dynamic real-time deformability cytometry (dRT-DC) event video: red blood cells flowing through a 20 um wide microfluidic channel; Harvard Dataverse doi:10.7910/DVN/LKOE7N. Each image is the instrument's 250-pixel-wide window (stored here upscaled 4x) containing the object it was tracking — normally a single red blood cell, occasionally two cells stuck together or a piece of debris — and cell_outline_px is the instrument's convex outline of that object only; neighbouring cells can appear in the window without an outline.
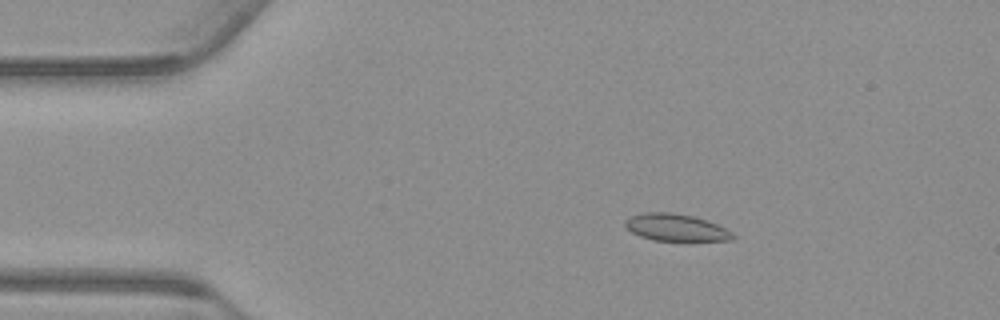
{"species": "common noctule bat (a hibernating species)", "species_latin": "Nyctalus noctula", "temperature_condition": "warm", "stored_images_in_passage": 55, "camera_frame_rate_fps": 3000, "um_per_image_px": 0.085, "animal": {"sex": "male", "body_mass_g": 23.1, "forearm_length_mm": 52.7}, "frame": {"image": 1, "passage_image": 10, "time_ms": 3.0, "image_size_px": [1000, 320], "cell_outline_px": [[736, 236], [732, 240], [656, 240], [640, 236], [632, 232], [624, 224], [624, 220], [632, 216], [644, 212], [672, 212], [692, 216], [716, 224], [732, 232]], "centroid_in_image_um": [57.43, 19.33], "position_along_channel_um": 27.6, "area_um2": 16.65}}
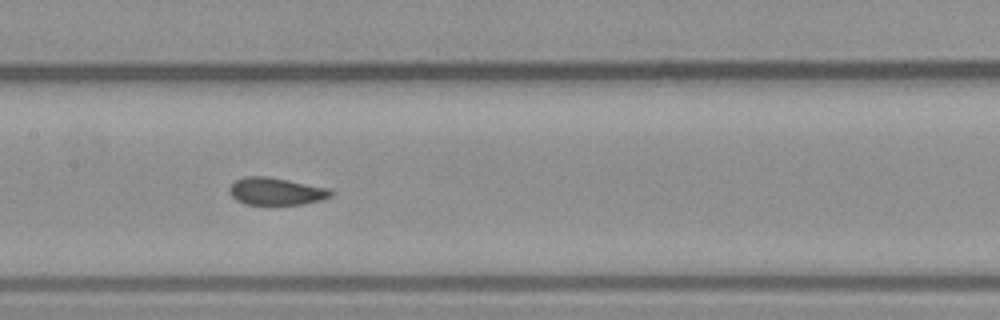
{"frame": {"image": 2, "passage_image": 27, "time_ms": 8.667, "image_size_px": [1000, 320], "cell_outline_px": [[336, 192], [332, 196], [324, 200], [304, 204], [272, 208], [244, 204], [236, 200], [228, 192], [228, 188], [236, 180], [244, 176], [264, 176], [328, 188]], "centroid_in_image_um": [23.47, 16.33], "position_along_channel_um": 183.9, "area_um2": 17.05}}
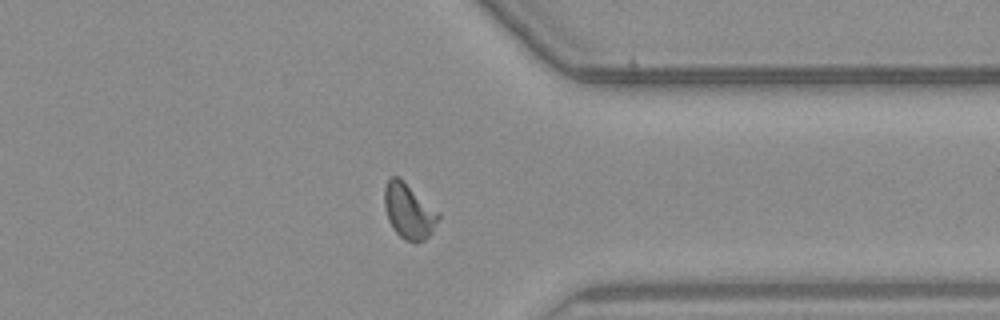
{"frame": {"image": 3, "passage_image": 43, "time_ms": 14.0, "image_size_px": [1000, 320], "cell_outline_px": [[440, 216], [432, 232], [424, 240], [404, 240], [392, 228], [388, 220], [384, 204], [384, 188], [388, 176], [400, 176], [440, 212]], "centroid_in_image_um": [34.74, 17.88], "position_along_channel_um": 376.7, "area_um2": 17.57}, "authors_computed_cell_mechanics": {"area_um2": 16.6464, "velocity_mm_per_s": 3.7508, "shape_relaxation_time_tau1_ms": null, "shape_relaxation_time_tau2_ms": 0.8168, "deformation_change_tau1": null, "deformation_change_tau2": 0.0596}}